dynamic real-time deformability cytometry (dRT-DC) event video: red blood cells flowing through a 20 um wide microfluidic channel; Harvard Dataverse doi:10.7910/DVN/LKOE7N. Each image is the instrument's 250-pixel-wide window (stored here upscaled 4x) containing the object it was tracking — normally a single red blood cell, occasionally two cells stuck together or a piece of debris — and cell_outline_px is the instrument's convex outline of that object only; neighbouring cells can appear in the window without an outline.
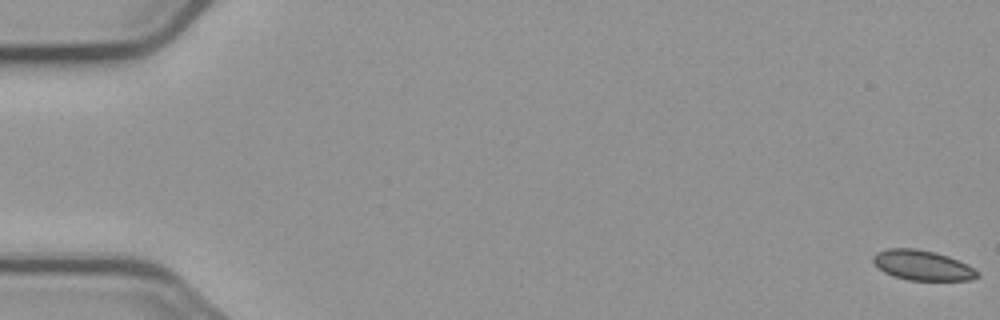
{"species": "common noctule bat (a hibernating species)", "species_latin": "Nyctalus noctula", "temperature_condition": "cold", "stored_images_in_passage": 5, "camera_frame_rate_fps": 3000, "um_per_image_px": 0.085, "animal": {"sex": "male", "body_mass_g": 23.1, "forearm_length_mm": 52.7}, "frame": {"image": 1, "passage_image": 1, "time_ms": 0.0, "image_size_px": [1000, 320], "cell_outline_px": [[980, 276], [972, 280], [908, 280], [892, 276], [884, 272], [872, 260], [872, 256], [876, 252], [888, 248], [916, 248], [936, 252], [948, 256], [968, 264], [980, 272]], "centroid_in_image_um": [78.43, 22.55], "position_along_channel_um": 6.6, "area_um2": 18.44}}
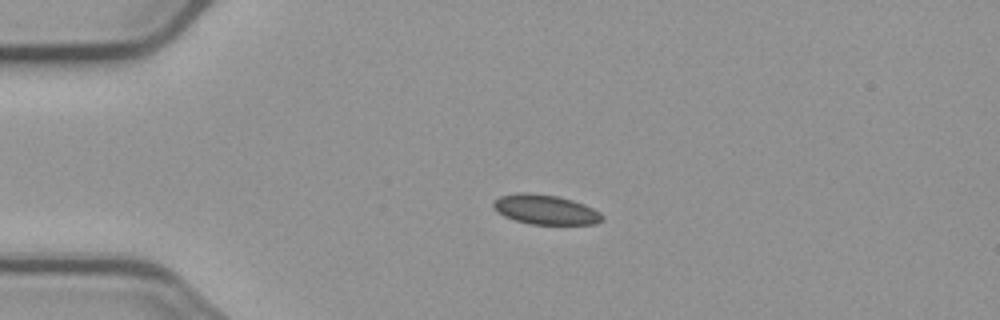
{"frame": {"image": 2, "passage_image": 4, "time_ms": 4.333, "image_size_px": [1000, 320], "cell_outline_px": [[604, 220], [596, 224], [532, 224], [516, 220], [504, 216], [496, 212], [492, 208], [492, 200], [500, 196], [516, 192], [528, 192], [556, 196], [572, 200], [584, 204], [600, 212], [604, 216]], "centroid_in_image_um": [46.33, 17.81], "position_along_channel_um": 38.7, "area_um2": 19.02}}